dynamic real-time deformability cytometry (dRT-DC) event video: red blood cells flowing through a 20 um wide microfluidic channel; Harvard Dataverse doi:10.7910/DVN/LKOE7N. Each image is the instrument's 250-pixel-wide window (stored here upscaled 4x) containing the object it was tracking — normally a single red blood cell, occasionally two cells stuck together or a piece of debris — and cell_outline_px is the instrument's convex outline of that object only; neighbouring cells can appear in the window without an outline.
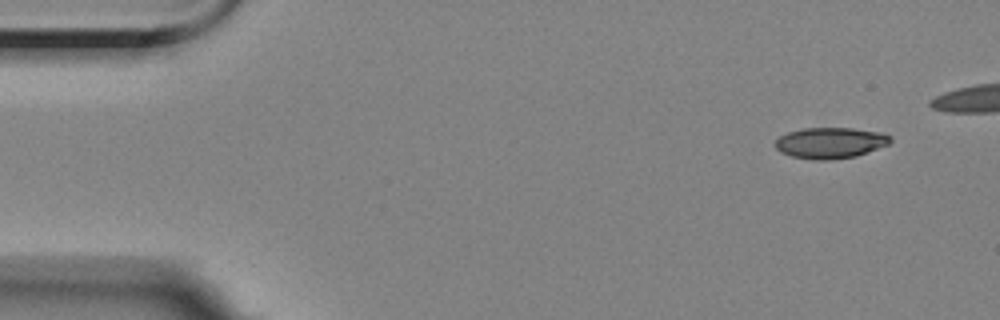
{"species": "Egyptian fruit bat (a non-hibernating species)", "species_latin": "Rousettus aegyptiacus", "temperature_condition": "room temperature", "stored_images_in_passage": 3, "camera_frame_rate_fps": 3000, "um_per_image_px": 0.085, "animal": {"sex": "female"}, "frame": {"image": 1, "passage_image": 1, "time_ms": 0.0, "image_size_px": [1000, 320], "cell_outline_px": [[892, 140], [888, 144], [856, 156], [828, 160], [812, 160], [792, 156], [780, 152], [776, 148], [776, 140], [780, 136], [788, 132], [804, 128], [852, 128], [876, 132], [892, 136]], "centroid_in_image_um": [70.55, 12.15], "position_along_channel_um": 14.4, "area_um2": 20.58}}